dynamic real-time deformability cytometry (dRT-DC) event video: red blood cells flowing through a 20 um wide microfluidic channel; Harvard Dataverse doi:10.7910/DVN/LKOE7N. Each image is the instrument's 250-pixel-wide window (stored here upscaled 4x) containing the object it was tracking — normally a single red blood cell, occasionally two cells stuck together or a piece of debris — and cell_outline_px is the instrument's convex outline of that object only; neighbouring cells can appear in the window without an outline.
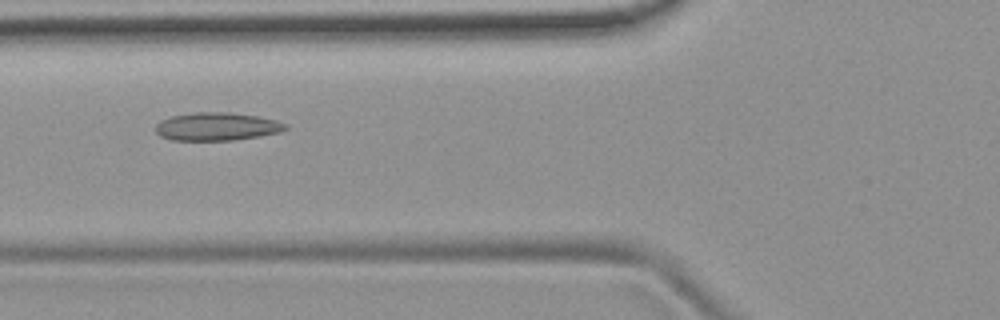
{"species": "common noctule bat (a hibernating species)", "species_latin": "Nyctalus noctula", "temperature_condition": "room temperature", "stored_images_in_passage": 5, "camera_frame_rate_fps": 3000, "um_per_image_px": 0.085, "animal": {"sex": "female", "body_mass_g": 19.9}, "frame": {"image": 1, "passage_image": 3, "time_ms": 2.333, "image_size_px": [1000, 320], "cell_outline_px": [[288, 128], [280, 132], [260, 136], [232, 140], [172, 140], [160, 136], [156, 132], [156, 124], [160, 120], [172, 116], [196, 112], [228, 112], [256, 116], [276, 120], [288, 124]], "centroid_in_image_um": [18.44, 10.75], "position_along_channel_um": 107.4, "area_um2": 21.21}}
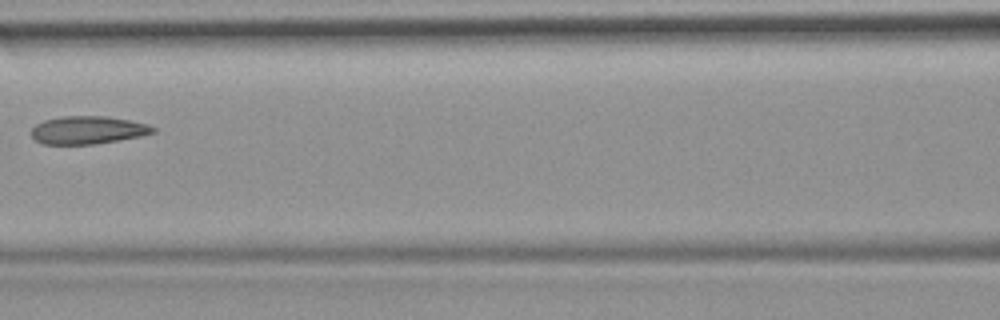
{"frame": {"image": 2, "passage_image": 4, "time_ms": 3.667, "image_size_px": [1000, 320], "cell_outline_px": [[156, 132], [140, 136], [92, 144], [44, 144], [36, 140], [32, 136], [32, 128], [36, 124], [44, 120], [64, 116], [104, 116], [128, 120], [148, 124], [156, 128]], "centroid_in_image_um": [7.46, 11.05], "position_along_channel_um": 159.1, "area_um2": 19.54}}
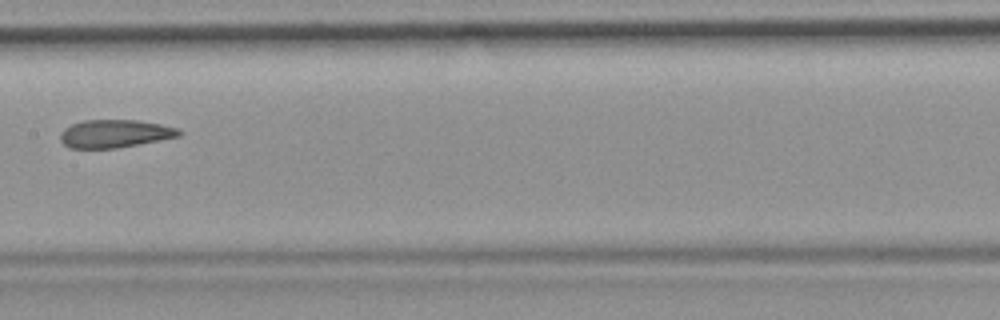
{"frame": {"image": 3, "passage_image": 5, "time_ms": 4.667, "image_size_px": [1000, 320], "cell_outline_px": [[184, 132], [180, 136], [116, 148], [68, 148], [60, 140], [60, 132], [64, 128], [72, 124], [84, 120], [136, 120], [160, 124], [176, 128]], "centroid_in_image_um": [9.73, 11.36], "position_along_channel_um": 197.7, "area_um2": 19.25}}